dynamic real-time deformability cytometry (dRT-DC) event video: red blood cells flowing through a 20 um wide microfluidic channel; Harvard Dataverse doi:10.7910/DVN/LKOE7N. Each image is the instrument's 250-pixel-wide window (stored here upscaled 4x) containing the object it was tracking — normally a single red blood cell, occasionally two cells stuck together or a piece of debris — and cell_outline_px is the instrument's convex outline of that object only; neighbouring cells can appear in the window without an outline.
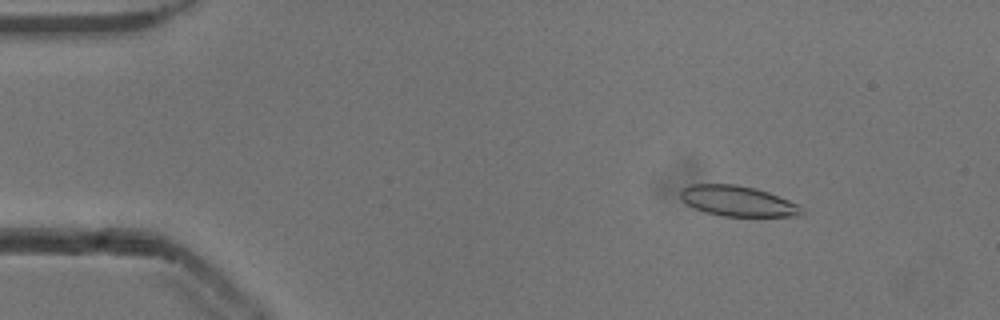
{"species": "common noctule bat (a hibernating species)", "species_latin": "Nyctalus noctula", "temperature_condition": "cold", "stored_images_in_passage": 53, "camera_frame_rate_fps": 3000, "um_per_image_px": 0.085, "animal": {"sex": "male", "body_mass_g": 13.3}, "frame": {"image": 1, "passage_image": 7, "time_ms": 2.0, "image_size_px": [1000, 320], "cell_outline_px": [[804, 212], [796, 216], [720, 216], [704, 212], [680, 200], [680, 188], [688, 184], [736, 184], [756, 188], [768, 192], [800, 204], [804, 208]], "centroid_in_image_um": [62.7, 17.08], "position_along_channel_um": 22.3, "area_um2": 21.79}}
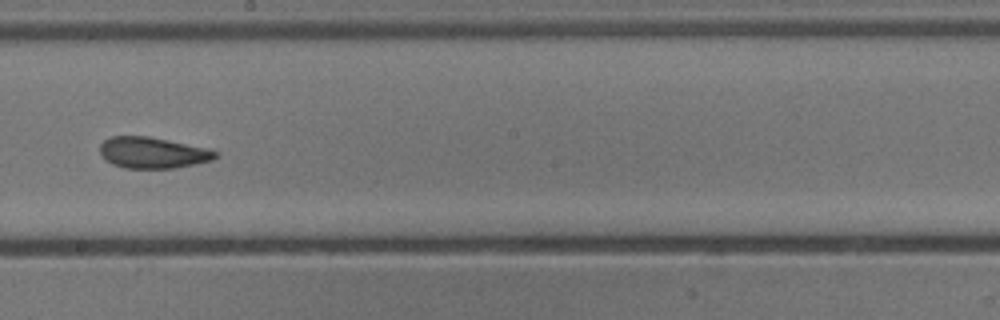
{"frame": {"image": 2, "passage_image": 30, "time_ms": 9.667, "image_size_px": [1000, 320], "cell_outline_px": [[220, 152], [212, 160], [176, 168], [124, 168], [112, 164], [100, 156], [100, 144], [108, 136], [148, 136], [208, 148]], "centroid_in_image_um": [12.95, 12.98], "position_along_channel_um": 235.2, "area_um2": 21.1}}
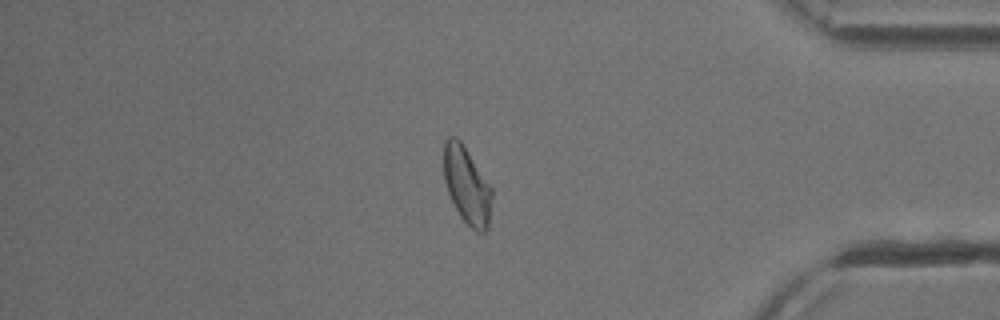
{"frame": {"image": 3, "passage_image": 45, "time_ms": 14.667, "image_size_px": [1000, 320], "cell_outline_px": [[492, 196], [488, 228], [484, 232], [476, 232], [460, 216], [448, 192], [444, 180], [444, 140], [448, 136], [456, 136], [460, 140], [492, 188]], "centroid_in_image_um": [39.68, 15.75], "position_along_channel_um": 395.5, "area_um2": 21.39}, "authors_computed_cell_mechanics": {"area_um2": 21.6172, "velocity_mm_per_s": 3.8363, "shape_relaxation_time_tau1_ms": 7.8216, "shape_relaxation_time_tau2_ms": 2.2718, "deformation_change_tau1": 0.2108, "deformation_change_tau2": 0.0774}}